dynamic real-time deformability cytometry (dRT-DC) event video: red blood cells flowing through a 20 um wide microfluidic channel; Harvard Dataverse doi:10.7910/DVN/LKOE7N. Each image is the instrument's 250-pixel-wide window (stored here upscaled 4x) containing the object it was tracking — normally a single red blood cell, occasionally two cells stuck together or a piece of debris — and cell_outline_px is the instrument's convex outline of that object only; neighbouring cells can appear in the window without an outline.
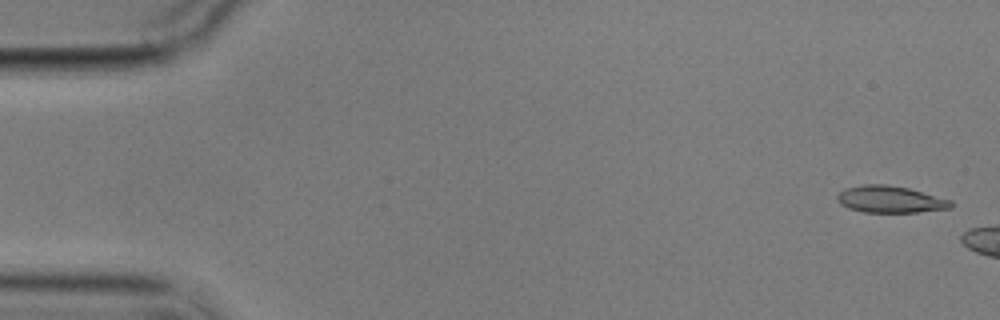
{"species": "common noctule bat (a hibernating species)", "species_latin": "Nyctalus noctula", "temperature_condition": "cold", "stored_images_in_passage": 4, "camera_frame_rate_fps": 3000, "um_per_image_px": 0.085, "animal": {"sex": "male", "body_mass_g": 17.9}, "frame": {"image": 1, "passage_image": 1, "time_ms": 0.0, "image_size_px": [1000, 320], "cell_outline_px": [[952, 208], [916, 212], [864, 212], [848, 208], [840, 204], [836, 200], [836, 196], [844, 188], [864, 184], [884, 184], [908, 188], [952, 200]], "centroid_in_image_um": [75.64, 16.94], "position_along_channel_um": 9.4, "area_um2": 17.8}}